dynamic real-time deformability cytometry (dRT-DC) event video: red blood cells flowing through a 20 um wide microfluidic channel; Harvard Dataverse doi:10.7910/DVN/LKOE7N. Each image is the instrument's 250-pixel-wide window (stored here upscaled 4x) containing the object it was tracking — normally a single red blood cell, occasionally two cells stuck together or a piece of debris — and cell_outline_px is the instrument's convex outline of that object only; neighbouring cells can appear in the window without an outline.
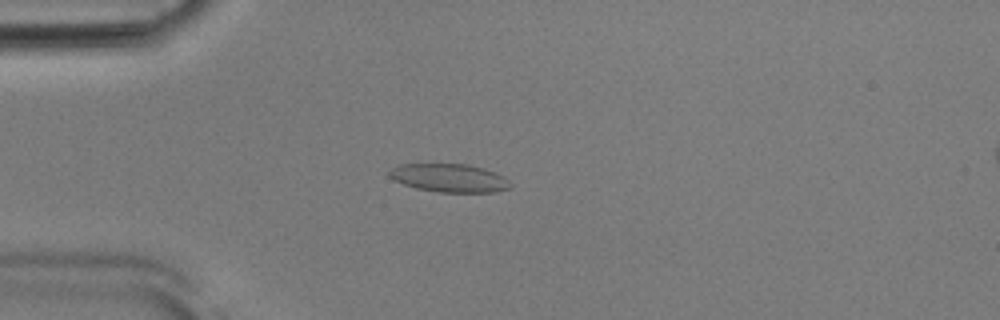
{"species": "Egyptian fruit bat (a non-hibernating species)", "species_latin": "Rousettus aegyptiacus", "temperature_condition": "room temperature", "stored_images_in_passage": 51, "camera_frame_rate_fps": 3000, "um_per_image_px": 0.085, "animal": {"sex": "male"}, "frame": {"image": 1, "passage_image": 13, "time_ms": 4.0, "image_size_px": [1000, 320], "cell_outline_px": [[512, 184], [508, 188], [496, 192], [440, 192], [416, 188], [392, 180], [388, 176], [388, 172], [392, 168], [400, 164], [468, 164], [484, 168], [496, 172], [504, 176]], "centroid_in_image_um": [38.19, 15.12], "position_along_channel_um": 46.8, "area_um2": 20.06}}
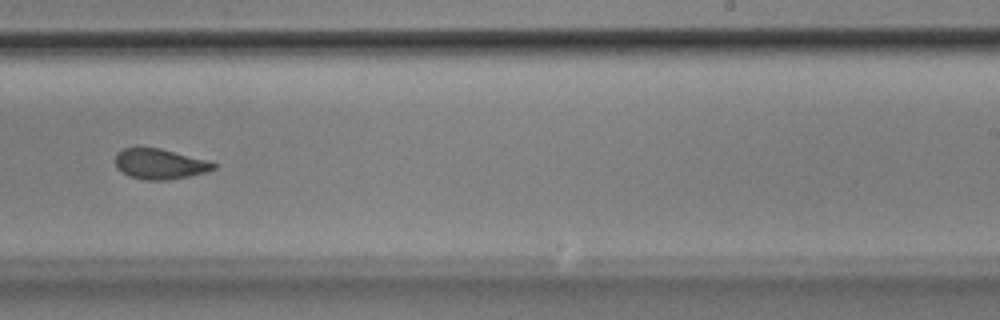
{"frame": {"image": 2, "passage_image": 32, "time_ms": 10.333, "image_size_px": [1000, 320], "cell_outline_px": [[216, 168], [204, 172], [188, 176], [168, 180], [144, 180], [128, 176], [116, 168], [116, 152], [124, 148], [160, 148], [208, 160], [216, 164]], "centroid_in_image_um": [13.56, 13.94], "position_along_channel_um": 275.4, "area_um2": 17.34}}
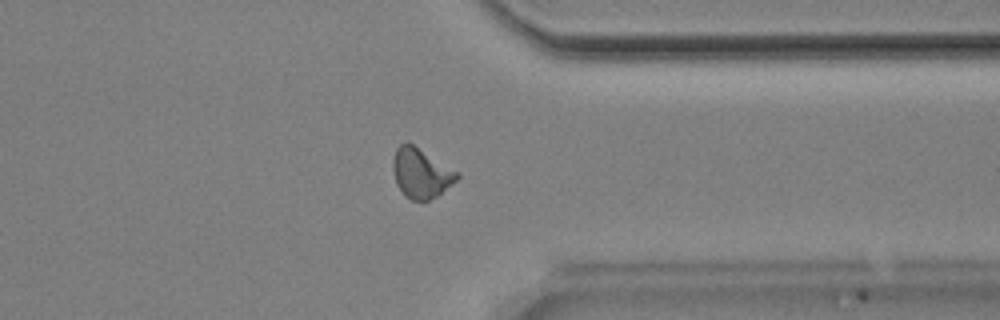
{"frame": {"image": 3, "passage_image": 40, "time_ms": 13.0, "image_size_px": [1000, 320], "cell_outline_px": [[460, 176], [456, 180], [436, 196], [428, 200], [412, 200], [404, 196], [396, 184], [392, 168], [392, 156], [396, 148], [400, 144], [412, 144], [460, 172]], "centroid_in_image_um": [35.76, 14.71], "position_along_channel_um": 375.6, "area_um2": 18.5}, "authors_computed_cell_mechanics": {"area_um2": 18.207, "velocity_mm_per_s": 3.869, "shape_relaxation_time_tau1_ms": 3.468, "shape_relaxation_time_tau2_ms": 2.1769, "deformation_change_tau1": 0.1389, "deformation_change_tau2": 0.0929}}